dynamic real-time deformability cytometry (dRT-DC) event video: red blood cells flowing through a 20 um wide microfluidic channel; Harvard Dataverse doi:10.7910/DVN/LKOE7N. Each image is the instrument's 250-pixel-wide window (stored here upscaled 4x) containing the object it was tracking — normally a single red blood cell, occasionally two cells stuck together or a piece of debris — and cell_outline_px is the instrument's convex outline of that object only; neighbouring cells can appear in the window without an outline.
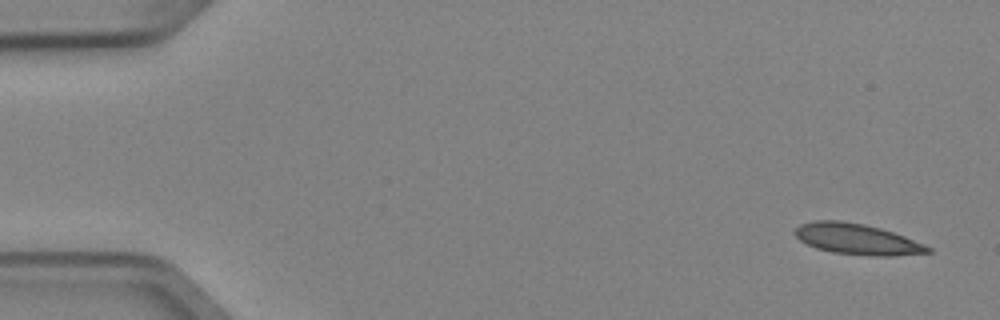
{"species": "Egyptian fruit bat (a non-hibernating species)", "species_latin": "Rousettus aegyptiacus", "temperature_condition": "cold", "stored_images_in_passage": 4, "camera_frame_rate_fps": 3000, "um_per_image_px": 0.085, "animal": {"sex": "female"}, "frame": {"image": 1, "passage_image": 1, "time_ms": 0.0, "image_size_px": [1000, 320], "cell_outline_px": [[932, 252], [892, 256], [872, 256], [832, 252], [816, 248], [800, 240], [792, 232], [800, 224], [812, 220], [840, 220], [864, 224], [880, 228], [904, 236], [924, 244], [932, 248]], "centroid_in_image_um": [72.83, 20.32], "position_along_channel_um": 12.2, "area_um2": 23.87}}
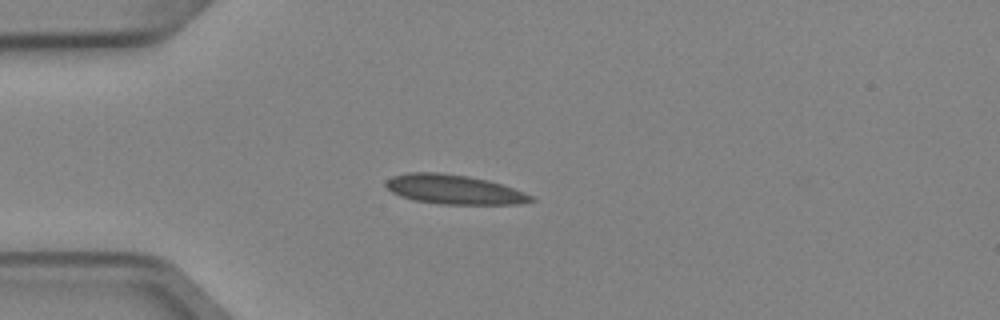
{"frame": {"image": 2, "passage_image": 4, "time_ms": 1.0, "image_size_px": [1000, 320], "cell_outline_px": [[536, 200], [520, 204], [436, 204], [412, 200], [400, 196], [392, 192], [384, 184], [384, 180], [392, 176], [408, 172], [436, 172], [468, 176], [488, 180], [524, 192], [532, 196]], "centroid_in_image_um": [38.54, 16.11], "position_along_channel_um": 46.5, "area_um2": 24.97}}